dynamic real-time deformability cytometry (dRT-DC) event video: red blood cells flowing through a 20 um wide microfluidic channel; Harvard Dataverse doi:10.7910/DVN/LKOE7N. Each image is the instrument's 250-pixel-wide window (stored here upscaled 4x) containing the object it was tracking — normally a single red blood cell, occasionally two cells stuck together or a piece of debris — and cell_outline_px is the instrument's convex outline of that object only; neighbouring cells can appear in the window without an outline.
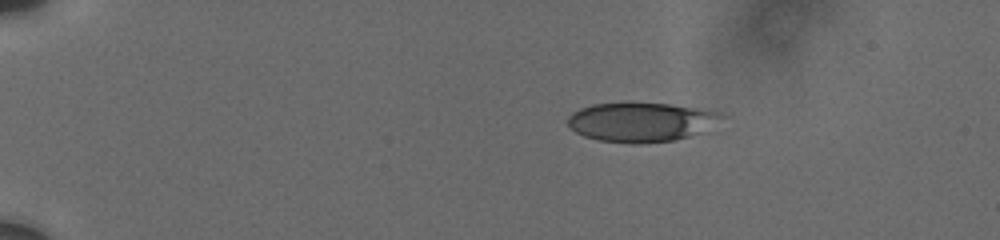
{"species": "human", "species_latin": "Homo sapiens", "temperature_condition": "cold", "stored_images_in_passage": 9, "camera_frame_rate_fps": 3000, "um_per_image_px": 0.085, "donor": {"sex": "male"}, "frame": {"image": 1, "passage_image": 1, "time_ms": 0.0, "image_size_px": [1000, 240], "cell_outline_px": [[724, 116], [700, 132], [688, 136], [672, 140], [640, 144], [632, 144], [596, 140], [584, 136], [576, 132], [568, 124], [568, 116], [572, 112], [580, 108], [592, 104], [668, 104], [720, 112]], "centroid_in_image_um": [54.41, 10.39], "position_along_channel_um": 30.6, "area_um2": 34.45}}
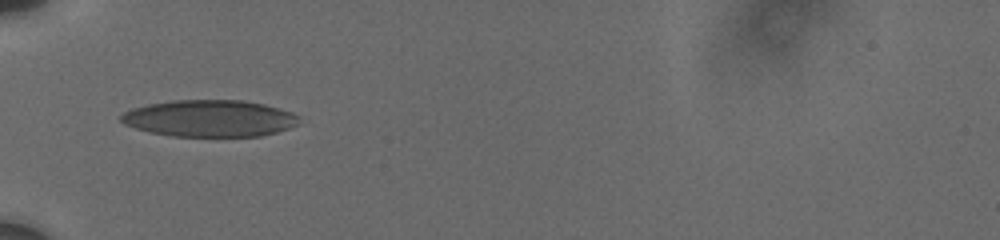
{"frame": {"image": 2, "passage_image": 6, "time_ms": 3.333, "image_size_px": [1000, 240], "cell_outline_px": [[300, 116], [296, 124], [288, 128], [276, 132], [260, 136], [172, 136], [148, 132], [124, 124], [120, 120], [120, 116], [124, 112], [132, 108], [148, 104], [172, 100], [240, 100], [264, 104], [292, 112]], "centroid_in_image_um": [17.79, 10.06], "position_along_channel_um": 67.2, "area_um2": 38.09}}
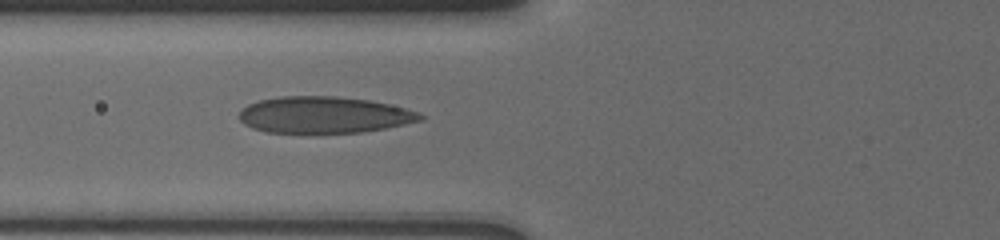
{"frame": {"image": 3, "passage_image": 9, "time_ms": 4.333, "image_size_px": [1000, 240], "cell_outline_px": [[424, 116], [420, 120], [404, 124], [384, 128], [360, 132], [268, 132], [252, 128], [244, 124], [240, 120], [240, 112], [248, 104], [260, 100], [280, 96], [336, 96], [368, 100], [388, 104], [420, 112]], "centroid_in_image_um": [27.53, 9.75], "position_along_channel_um": 98.3, "area_um2": 38.09}}